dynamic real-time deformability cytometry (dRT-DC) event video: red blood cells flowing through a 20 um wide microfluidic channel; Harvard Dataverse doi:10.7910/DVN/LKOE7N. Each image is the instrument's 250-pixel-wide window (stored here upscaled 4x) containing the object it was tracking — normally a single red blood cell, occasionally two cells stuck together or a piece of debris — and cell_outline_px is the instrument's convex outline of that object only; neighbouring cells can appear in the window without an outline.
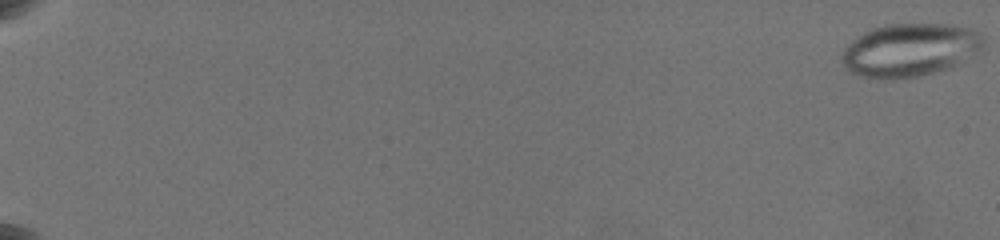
{"species": "common noctule bat (a hibernating species)", "species_latin": "Nyctalus noctula", "temperature_condition": "warm", "stored_images_in_passage": 4, "camera_frame_rate_fps": 3000, "um_per_image_px": 0.085, "animal": {"sex": "female", "body_mass_g": 19.5, "forearm_length_mm": 54.1}, "frame": {"image": 1, "passage_image": 1, "time_ms": 0.0, "image_size_px": [1000, 240], "cell_outline_px": [[984, 40], [980, 48], [952, 64], [944, 68], [932, 72], [916, 76], [892, 80], [864, 76], [852, 72], [844, 64], [844, 48], [852, 40], [876, 28], [888, 24], [940, 24], [964, 28], [980, 32], [984, 36]], "centroid_in_image_um": [77.3, 4.24], "position_along_channel_um": 7.7, "area_um2": 42.02}}